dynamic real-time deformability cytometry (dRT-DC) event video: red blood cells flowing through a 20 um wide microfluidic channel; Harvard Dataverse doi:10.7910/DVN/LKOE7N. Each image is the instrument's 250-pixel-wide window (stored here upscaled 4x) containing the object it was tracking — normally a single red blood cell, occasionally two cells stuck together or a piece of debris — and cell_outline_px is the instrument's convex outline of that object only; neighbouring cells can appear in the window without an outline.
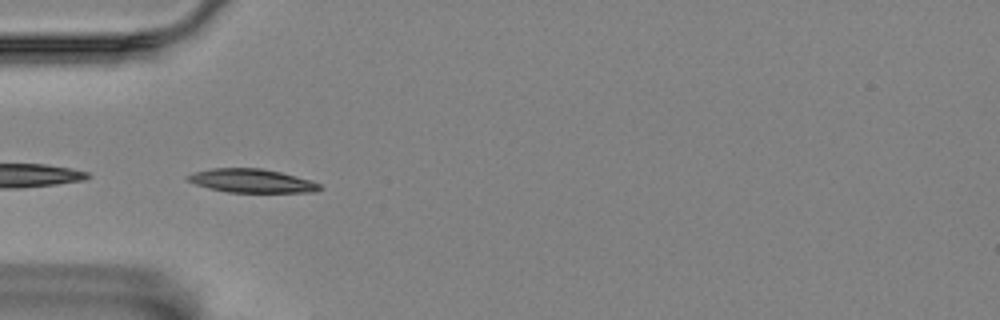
{"species": "Egyptian fruit bat (a non-hibernating species)", "species_latin": "Rousettus aegyptiacus", "temperature_condition": "room temperature", "stored_images_in_passage": 24, "camera_frame_rate_fps": 3000, "um_per_image_px": 0.085, "animal": {"sex": "female"}, "frame": {"image": 1, "passage_image": 1, "time_ms": 0.0, "image_size_px": [1000, 320], "cell_outline_px": [[324, 188], [316, 192], [228, 192], [208, 188], [184, 180], [184, 176], [196, 172], [212, 168], [260, 168], [280, 172], [312, 180], [320, 184]], "centroid_in_image_um": [21.4, 15.37], "position_along_channel_um": 63.6, "area_um2": 18.26}}
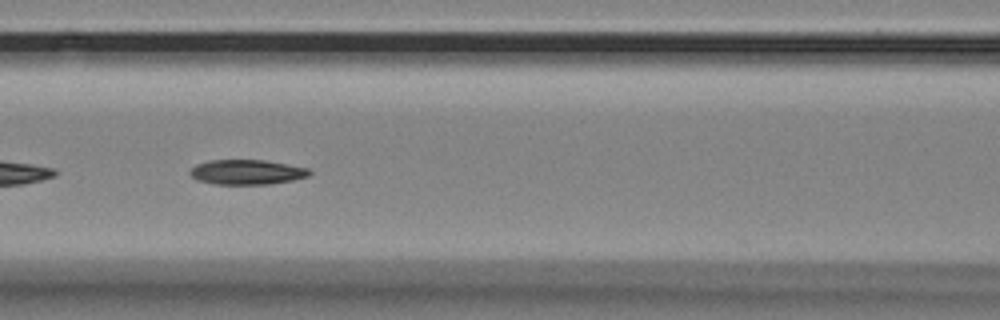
{"frame": {"image": 2, "passage_image": 8, "time_ms": 2.333, "image_size_px": [1000, 320], "cell_outline_px": [[312, 172], [308, 176], [292, 180], [268, 184], [216, 184], [196, 180], [188, 172], [196, 164], [208, 160], [264, 160], [308, 168]], "centroid_in_image_um": [20.95, 14.62], "position_along_channel_um": 145.6, "area_um2": 17.22}}
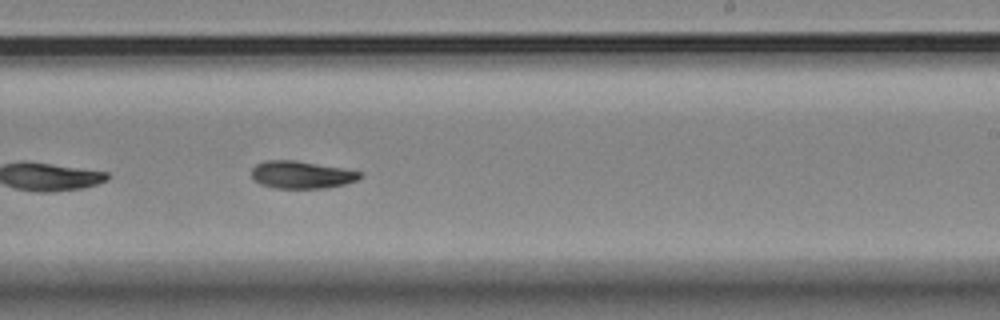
{"frame": {"image": 3, "passage_image": 18, "time_ms": 5.667, "image_size_px": [1000, 320], "cell_outline_px": [[364, 176], [360, 180], [328, 188], [276, 188], [260, 184], [252, 176], [252, 168], [256, 164], [264, 160], [296, 160], [344, 168], [360, 172]], "centroid_in_image_um": [25.67, 14.85], "position_along_channel_um": 263.3, "area_um2": 17.51}}